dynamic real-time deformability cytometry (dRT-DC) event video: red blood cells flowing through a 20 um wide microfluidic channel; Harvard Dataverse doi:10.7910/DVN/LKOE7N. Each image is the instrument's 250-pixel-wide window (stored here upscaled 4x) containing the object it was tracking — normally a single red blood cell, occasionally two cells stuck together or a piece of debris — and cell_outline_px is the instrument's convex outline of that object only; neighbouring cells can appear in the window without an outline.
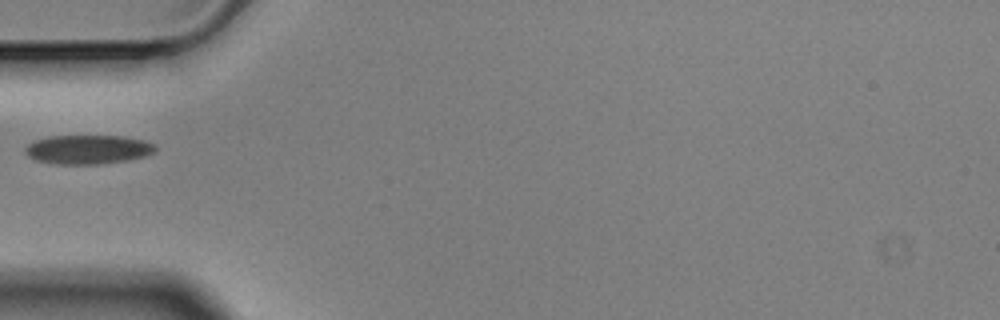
{"species": "Egyptian fruit bat (a non-hibernating species)", "species_latin": "Rousettus aegyptiacus", "temperature_condition": "cold", "stored_images_in_passage": 6, "camera_frame_rate_fps": 3000, "um_per_image_px": 0.085, "animal": {"sex": "male"}, "frame": {"image": 1, "passage_image": 4, "time_ms": 1.0, "image_size_px": [1000, 320], "cell_outline_px": [[156, 148], [152, 152], [144, 156], [124, 160], [96, 164], [52, 164], [36, 160], [28, 156], [24, 152], [24, 148], [28, 144], [36, 140], [48, 136], [124, 136], [144, 140], [156, 144]], "centroid_in_image_um": [7.43, 12.7], "position_along_channel_um": 77.6, "area_um2": 21.96}}
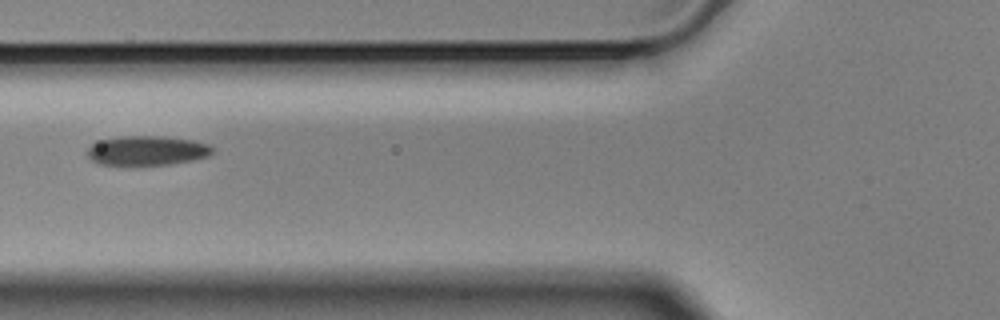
{"frame": {"image": 2, "passage_image": 5, "time_ms": 1.333, "image_size_px": [1000, 320], "cell_outline_px": [[216, 148], [208, 156], [192, 160], [168, 164], [128, 168], [100, 164], [92, 160], [88, 156], [88, 148], [92, 144], [100, 140], [120, 136], [164, 136], [192, 140], [212, 144]], "centroid_in_image_um": [12.49, 12.83], "position_along_channel_um": 113.3, "area_um2": 22.37}}
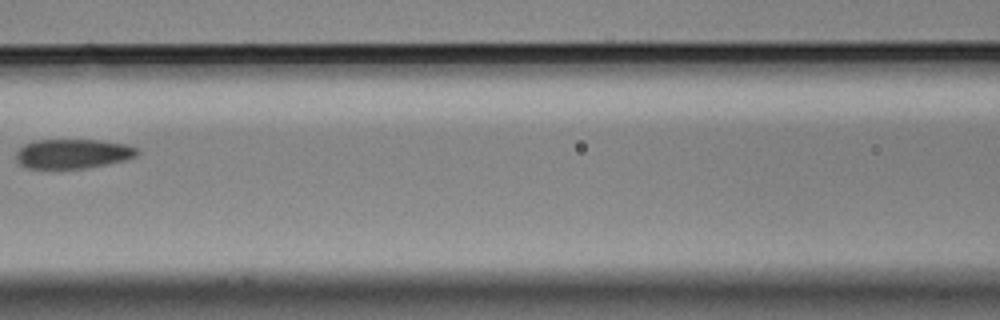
{"frame": {"image": 3, "passage_image": 6, "time_ms": 1.667, "image_size_px": [1000, 320], "cell_outline_px": [[140, 152], [136, 156], [124, 160], [88, 168], [24, 168], [16, 160], [16, 152], [24, 144], [36, 140], [100, 140], [124, 144], [136, 148]], "centroid_in_image_um": [6.16, 13.07], "position_along_channel_um": 160.4, "area_um2": 20.75}}